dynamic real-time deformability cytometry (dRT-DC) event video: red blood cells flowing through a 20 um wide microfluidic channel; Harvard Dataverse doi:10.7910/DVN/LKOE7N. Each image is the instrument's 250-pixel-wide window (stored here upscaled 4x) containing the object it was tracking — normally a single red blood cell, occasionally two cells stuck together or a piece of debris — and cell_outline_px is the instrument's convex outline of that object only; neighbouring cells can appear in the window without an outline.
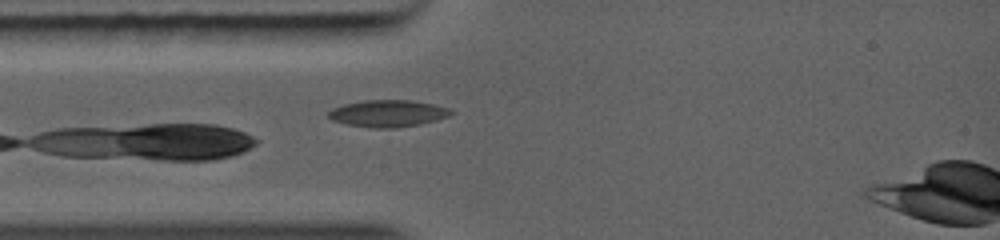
{"species": "common noctule bat (a hibernating species)", "species_latin": "Nyctalus noctula", "temperature_condition": "warm", "stored_images_in_passage": 8, "camera_frame_rate_fps": 5000, "um_per_image_px": 0.085, "animal": {"sex": "female", "body_mass_g": 19.0, "forearm_length_mm": 56.7}, "frame": {"image": 1, "passage_image": 7, "time_ms": 2.2, "image_size_px": [1000, 240], "cell_outline_px": [[456, 112], [448, 116], [436, 120], [420, 124], [396, 128], [372, 128], [348, 124], [332, 120], [328, 116], [328, 112], [332, 108], [344, 104], [364, 100], [412, 100], [432, 104], [448, 108]], "centroid_in_image_um": [32.98, 9.64], "position_along_channel_um": 52.0, "area_um2": 19.19}}